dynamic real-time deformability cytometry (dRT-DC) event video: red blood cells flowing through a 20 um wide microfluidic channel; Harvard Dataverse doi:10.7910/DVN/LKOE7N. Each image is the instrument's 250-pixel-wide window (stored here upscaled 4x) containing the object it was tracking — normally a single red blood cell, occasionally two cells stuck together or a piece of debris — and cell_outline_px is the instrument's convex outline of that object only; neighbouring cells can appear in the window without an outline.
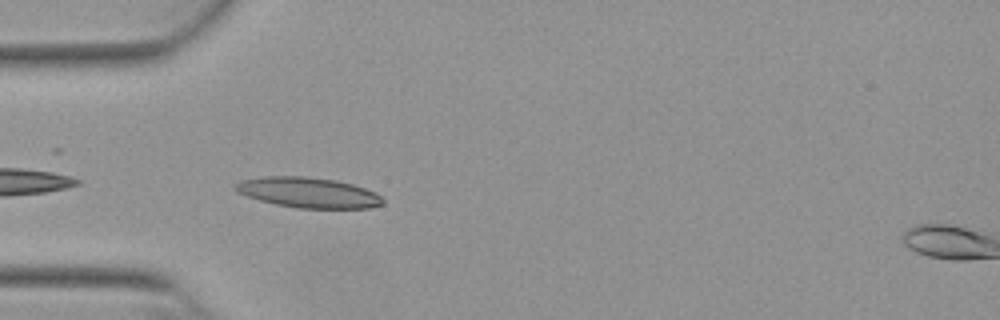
{"species": "Egyptian fruit bat (a non-hibernating species)", "species_latin": "Rousettus aegyptiacus", "temperature_condition": "warm", "stored_images_in_passage": 19, "camera_frame_rate_fps": 3000, "um_per_image_px": 0.085, "animal": {"sex": "female"}, "frame": {"image": 1, "passage_image": 2, "time_ms": 0.333, "image_size_px": [1000, 320], "cell_outline_px": [[384, 204], [368, 208], [296, 208], [276, 204], [260, 200], [236, 192], [232, 188], [240, 180], [264, 176], [308, 176], [336, 180], [352, 184], [376, 192], [384, 200]], "centroid_in_image_um": [26.19, 16.36], "position_along_channel_um": 58.8, "area_um2": 26.18}}
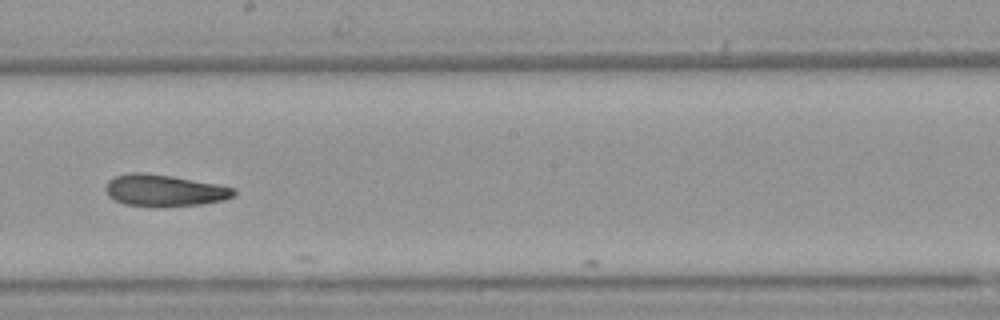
{"frame": {"image": 2, "passage_image": 16, "time_ms": 5.0, "image_size_px": [1000, 320], "cell_outline_px": [[236, 196], [224, 200], [200, 204], [156, 208], [124, 204], [108, 196], [104, 188], [108, 180], [116, 176], [132, 172], [144, 172], [172, 176], [220, 184], [236, 188]], "centroid_in_image_um": [13.99, 16.2], "position_along_channel_um": 234.2, "area_um2": 24.22}}